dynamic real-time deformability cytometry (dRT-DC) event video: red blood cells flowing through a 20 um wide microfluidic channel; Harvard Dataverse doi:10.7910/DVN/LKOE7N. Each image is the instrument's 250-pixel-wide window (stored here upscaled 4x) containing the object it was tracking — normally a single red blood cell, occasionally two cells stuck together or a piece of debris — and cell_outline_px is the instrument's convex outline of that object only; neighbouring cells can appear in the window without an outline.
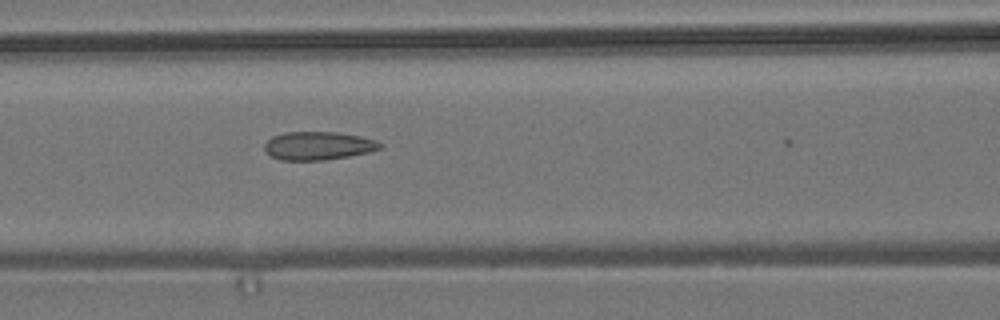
{"species": "common noctule bat (a hibernating species)", "species_latin": "Nyctalus noctula", "temperature_condition": "room temperature", "stored_images_in_passage": 7, "camera_frame_rate_fps": 3000, "um_per_image_px": 0.085, "animal": {"sex": "male", "body_mass_g": 19.2, "forearm_length_mm": 51.8}, "frame": {"image": 1, "passage_image": 7, "time_ms": 7.0, "image_size_px": [1000, 320], "cell_outline_px": [[384, 148], [368, 152], [348, 156], [324, 160], [280, 160], [272, 156], [264, 148], [264, 144], [272, 136], [284, 132], [336, 132], [360, 136], [376, 140], [384, 144]], "centroid_in_image_um": [27.08, 12.38], "position_along_channel_um": 139.5, "area_um2": 19.07}}